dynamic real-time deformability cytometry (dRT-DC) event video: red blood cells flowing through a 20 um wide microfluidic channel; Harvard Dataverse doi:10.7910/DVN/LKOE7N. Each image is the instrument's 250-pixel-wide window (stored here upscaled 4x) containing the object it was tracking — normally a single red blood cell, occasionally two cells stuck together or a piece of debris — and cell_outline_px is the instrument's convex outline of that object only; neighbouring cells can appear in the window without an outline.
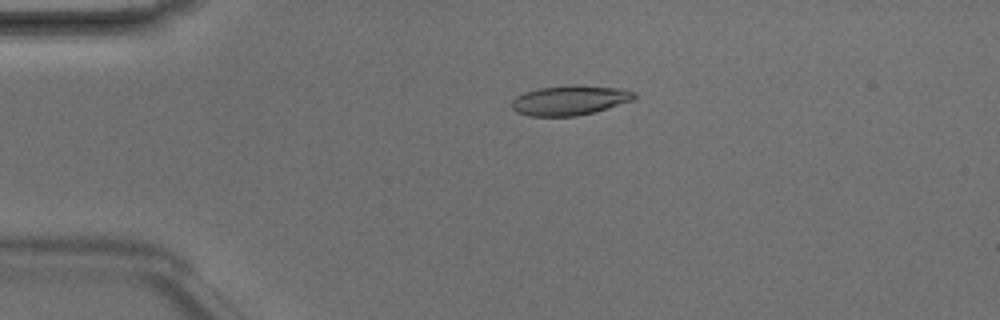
{"species": "Egyptian fruit bat (a non-hibernating species)", "species_latin": "Rousettus aegyptiacus", "temperature_condition": "room temperature", "stored_images_in_passage": 5, "camera_frame_rate_fps": 3000, "um_per_image_px": 0.085, "animal": {"sex": "male"}, "frame": {"image": 1, "passage_image": 4, "time_ms": 1.0, "image_size_px": [1000, 320], "cell_outline_px": [[636, 96], [632, 100], [592, 112], [576, 116], [528, 116], [516, 112], [512, 108], [512, 100], [516, 96], [524, 92], [536, 88], [572, 84], [576, 84], [624, 88], [636, 92]], "centroid_in_image_um": [48.41, 8.5], "position_along_channel_um": 36.6, "area_um2": 21.44}}